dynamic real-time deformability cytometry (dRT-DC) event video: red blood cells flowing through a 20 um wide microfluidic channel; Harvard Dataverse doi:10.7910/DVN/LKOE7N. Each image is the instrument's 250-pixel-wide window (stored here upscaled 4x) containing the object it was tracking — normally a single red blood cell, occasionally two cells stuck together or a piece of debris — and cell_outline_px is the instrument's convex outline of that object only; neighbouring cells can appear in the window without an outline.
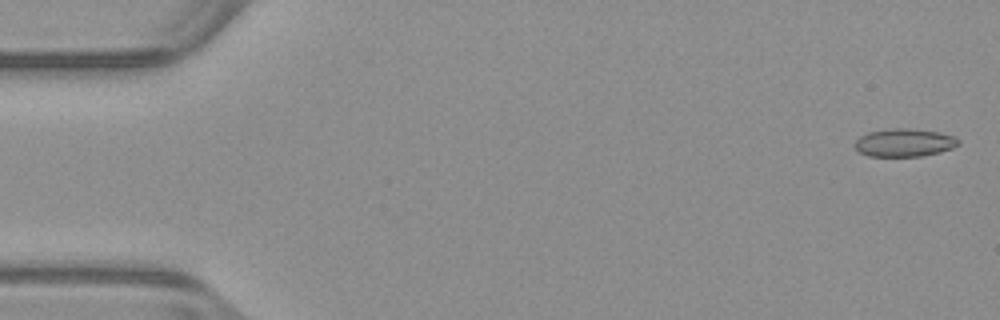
{"species": "common noctule bat (a hibernating species)", "species_latin": "Nyctalus noctula", "temperature_condition": "warm", "stored_images_in_passage": 53, "camera_frame_rate_fps": 3000, "um_per_image_px": 0.085, "animal": {"sex": "male", "body_mass_g": 23.1, "forearm_length_mm": 52.7}, "frame": {"image": 1, "passage_image": 2, "time_ms": 0.333, "image_size_px": [1000, 320], "cell_outline_px": [[960, 144], [952, 148], [940, 152], [920, 156], [868, 156], [860, 152], [856, 148], [856, 140], [860, 136], [868, 132], [892, 128], [912, 128], [936, 132], [952, 136], [960, 140]], "centroid_in_image_um": [76.87, 12.12], "position_along_channel_um": 8.1, "area_um2": 16.76}}
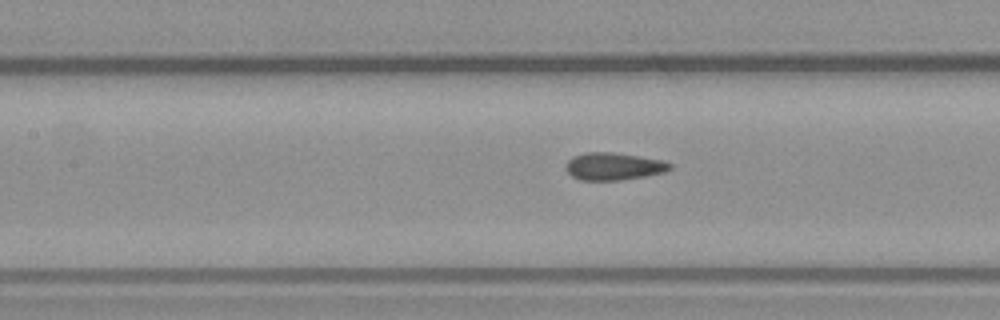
{"frame": {"image": 2, "passage_image": 24, "time_ms": 7.667, "image_size_px": [1000, 320], "cell_outline_px": [[672, 168], [664, 172], [644, 176], [620, 180], [580, 180], [572, 176], [564, 168], [564, 164], [572, 156], [584, 152], [612, 152], [640, 156], [660, 160], [672, 164]], "centroid_in_image_um": [52.1, 14.13], "position_along_channel_um": 155.3, "area_um2": 16.7}}
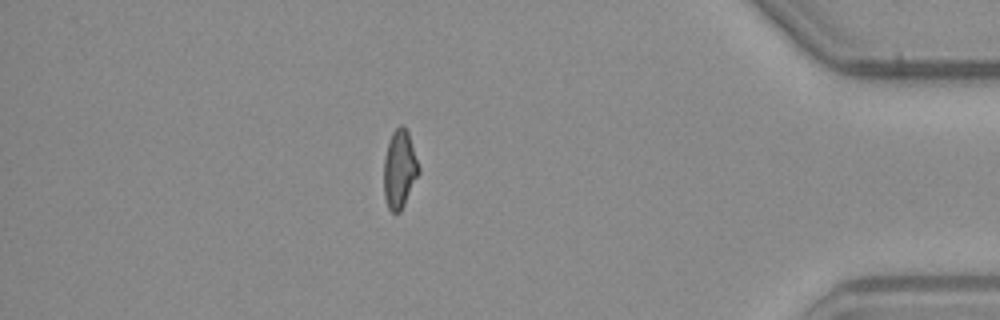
{"frame": {"image": 3, "passage_image": 46, "time_ms": 15.0, "image_size_px": [1000, 320], "cell_outline_px": [[420, 172], [400, 212], [392, 212], [388, 208], [384, 196], [384, 156], [388, 140], [392, 132], [400, 124], [404, 124], [408, 132], [420, 168]], "centroid_in_image_um": [33.95, 14.35], "position_along_channel_um": 401.2, "area_um2": 16.01}, "authors_computed_cell_mechanics": {"area_um2": 16.762, "velocity_mm_per_s": 3.9563, "shape_relaxation_time_tau1_ms": null, "shape_relaxation_time_tau2_ms": 1.5177, "deformation_change_tau1": null, "deformation_change_tau2": 0.0843}}